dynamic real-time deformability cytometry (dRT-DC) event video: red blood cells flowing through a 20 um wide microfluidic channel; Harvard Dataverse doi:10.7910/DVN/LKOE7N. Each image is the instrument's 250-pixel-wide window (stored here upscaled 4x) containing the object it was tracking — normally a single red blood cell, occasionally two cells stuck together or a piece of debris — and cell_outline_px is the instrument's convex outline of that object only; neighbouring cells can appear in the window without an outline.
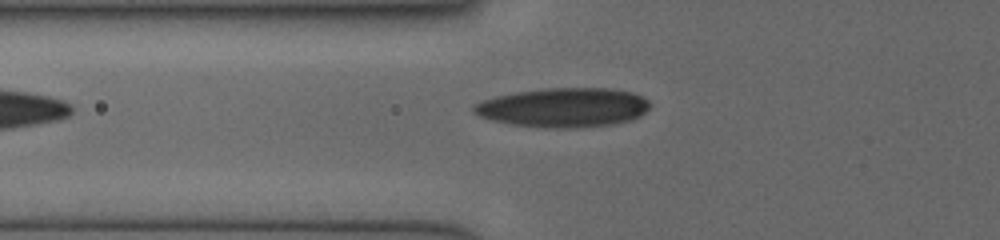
{"species": "human", "species_latin": "Homo sapiens", "temperature_condition": "cold", "stored_images_in_passage": 4, "camera_frame_rate_fps": 3000, "um_per_image_px": 0.085, "donor": {"sex": "female"}, "frame": {"image": 1, "passage_image": 4, "time_ms": 2.333, "image_size_px": [1000, 240], "cell_outline_px": [[648, 108], [640, 116], [632, 120], [612, 124], [576, 128], [544, 128], [516, 124], [492, 120], [480, 116], [472, 108], [476, 104], [484, 100], [496, 96], [516, 92], [540, 88], [608, 88], [632, 92], [648, 100]], "centroid_in_image_um": [47.92, 9.13], "position_along_channel_um": 77.9, "area_um2": 40.06}}